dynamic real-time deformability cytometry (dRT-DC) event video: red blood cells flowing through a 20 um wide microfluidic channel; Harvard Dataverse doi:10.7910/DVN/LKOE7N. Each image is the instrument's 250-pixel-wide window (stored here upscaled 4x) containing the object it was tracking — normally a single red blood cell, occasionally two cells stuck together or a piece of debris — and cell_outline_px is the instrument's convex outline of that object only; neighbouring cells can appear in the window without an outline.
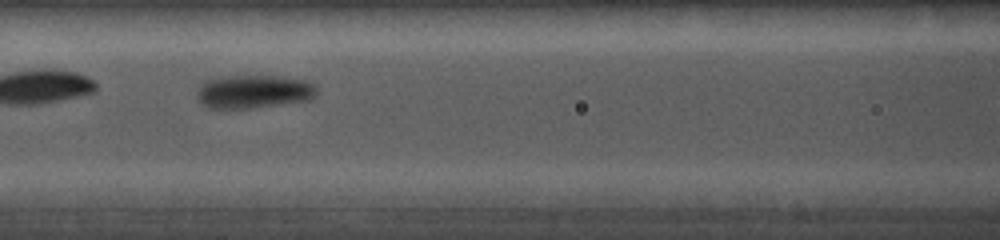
{"species": "common noctule bat (a hibernating species)", "species_latin": "Nyctalus noctula", "temperature_condition": "cold", "stored_images_in_passage": 6, "camera_frame_rate_fps": 5000, "um_per_image_px": 0.085, "animal": {"sex": "female", "body_mass_g": 19.0, "forearm_length_mm": 56.7}, "frame": {"image": 1, "passage_image": 3, "time_ms": 1.6, "image_size_px": [1000, 240], "cell_outline_px": [[316, 96], [308, 100], [252, 108], [208, 108], [200, 104], [196, 100], [196, 92], [200, 84], [204, 80], [216, 76], [280, 76], [304, 80], [316, 84]], "centroid_in_image_um": [21.49, 7.78], "position_along_channel_um": 145.1, "area_um2": 23.7}}
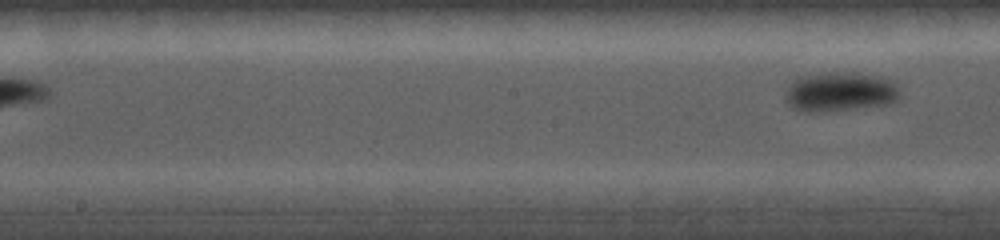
{"frame": {"image": 2, "passage_image": 6, "time_ms": 4.0, "image_size_px": [1000, 240], "cell_outline_px": [[900, 96], [896, 100], [888, 104], [824, 112], [804, 112], [792, 108], [784, 100], [784, 92], [792, 80], [800, 76], [824, 72], [860, 72], [880, 76], [896, 80], [900, 92]], "centroid_in_image_um": [71.39, 7.78], "position_along_channel_um": 176.8, "area_um2": 27.17}}